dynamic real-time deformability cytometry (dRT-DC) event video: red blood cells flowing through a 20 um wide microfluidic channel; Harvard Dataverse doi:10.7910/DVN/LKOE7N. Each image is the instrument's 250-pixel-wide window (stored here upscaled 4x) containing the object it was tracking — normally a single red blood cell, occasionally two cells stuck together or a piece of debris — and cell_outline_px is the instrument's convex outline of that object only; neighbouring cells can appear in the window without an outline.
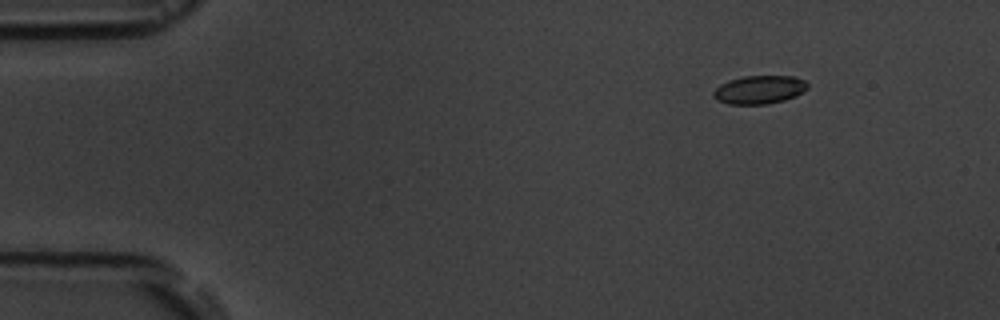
{"species": "common noctule bat (a hibernating species)", "species_latin": "Nyctalus noctula", "temperature_condition": "room temperature", "stored_images_in_passage": 7, "camera_frame_rate_fps": 3000, "um_per_image_px": 0.085, "animal": {"sex": "male", "body_mass_g": 19.5, "forearm_length_mm": 54.6}, "frame": {"image": 1, "passage_image": 1, "time_ms": 0.0, "image_size_px": [1000, 320], "cell_outline_px": [[808, 88], [804, 92], [796, 96], [784, 100], [768, 104], [728, 104], [716, 100], [712, 96], [712, 92], [720, 84], [728, 80], [744, 76], [796, 76], [804, 80], [808, 84]], "centroid_in_image_um": [64.54, 7.62], "position_along_channel_um": 20.5, "area_um2": 15.78}}
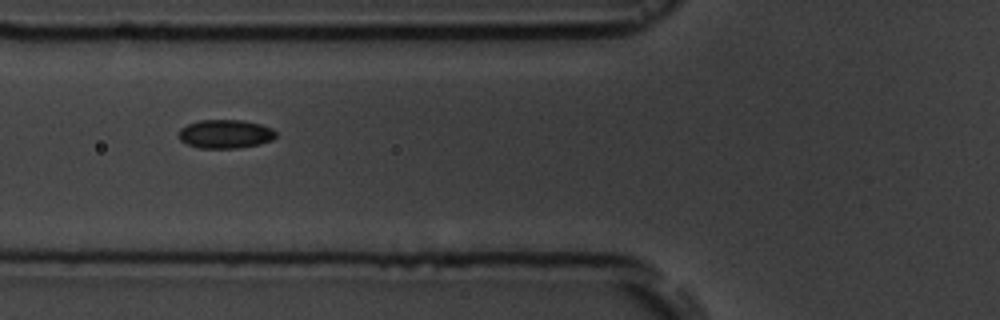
{"frame": {"image": 2, "passage_image": 5, "time_ms": 4.667, "image_size_px": [1000, 320], "cell_outline_px": [[276, 136], [272, 140], [260, 144], [236, 148], [200, 148], [188, 144], [180, 140], [180, 128], [188, 124], [200, 120], [244, 120], [260, 124], [272, 128], [276, 132]], "centroid_in_image_um": [19.18, 11.38], "position_along_channel_um": 106.6, "area_um2": 16.18}}
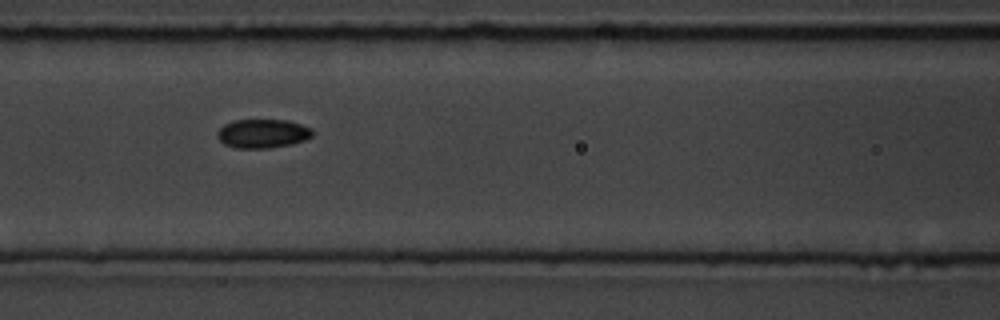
{"frame": {"image": 3, "passage_image": 6, "time_ms": 5.667, "image_size_px": [1000, 320], "cell_outline_px": [[312, 136], [304, 140], [292, 144], [268, 148], [236, 148], [224, 144], [216, 136], [216, 132], [224, 124], [232, 120], [288, 120], [312, 128]], "centroid_in_image_um": [22.3, 11.35], "position_along_channel_um": 144.3, "area_um2": 16.07}}